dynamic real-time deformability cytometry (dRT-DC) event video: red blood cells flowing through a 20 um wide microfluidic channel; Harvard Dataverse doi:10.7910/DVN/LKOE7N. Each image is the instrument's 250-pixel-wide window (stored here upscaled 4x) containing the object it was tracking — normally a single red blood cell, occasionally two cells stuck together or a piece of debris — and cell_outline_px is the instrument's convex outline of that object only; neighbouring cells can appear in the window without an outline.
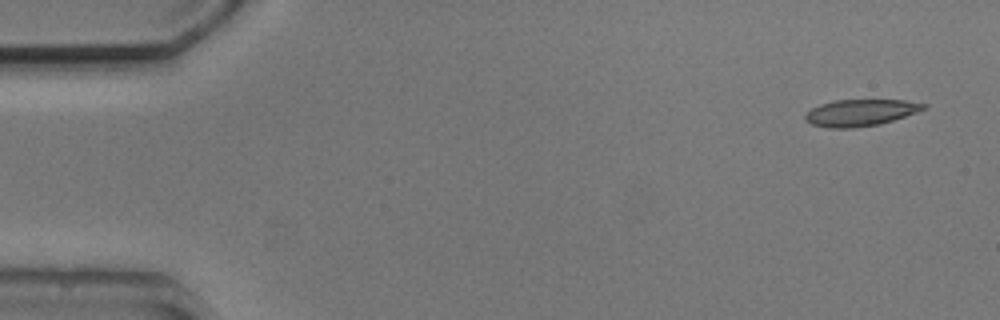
{"species": "common noctule bat (a hibernating species)", "species_latin": "Nyctalus noctula", "temperature_condition": "cold", "stored_images_in_passage": 7, "camera_frame_rate_fps": 3000, "um_per_image_px": 0.085, "animal": {"sex": "male", "body_mass_g": 20.5, "forearm_length_mm": 52.5}, "frame": {"image": 1, "passage_image": 1, "time_ms": 0.0, "image_size_px": [1000, 320], "cell_outline_px": [[928, 108], [880, 124], [852, 128], [828, 128], [812, 124], [804, 120], [804, 116], [812, 108], [820, 104], [832, 100], [904, 100], [928, 104]], "centroid_in_image_um": [73.13, 9.57], "position_along_channel_um": 11.9, "area_um2": 18.38}}
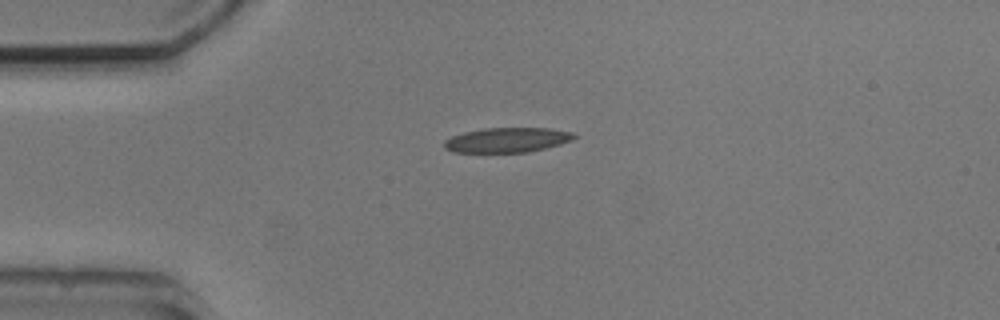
{"frame": {"image": 2, "passage_image": 4, "time_ms": 3.333, "image_size_px": [1000, 320], "cell_outline_px": [[576, 136], [572, 140], [560, 144], [528, 152], [452, 152], [444, 148], [444, 140], [452, 136], [464, 132], [484, 128], [548, 128], [572, 132]], "centroid_in_image_um": [43.08, 11.9], "position_along_channel_um": 41.9, "area_um2": 18.67}}